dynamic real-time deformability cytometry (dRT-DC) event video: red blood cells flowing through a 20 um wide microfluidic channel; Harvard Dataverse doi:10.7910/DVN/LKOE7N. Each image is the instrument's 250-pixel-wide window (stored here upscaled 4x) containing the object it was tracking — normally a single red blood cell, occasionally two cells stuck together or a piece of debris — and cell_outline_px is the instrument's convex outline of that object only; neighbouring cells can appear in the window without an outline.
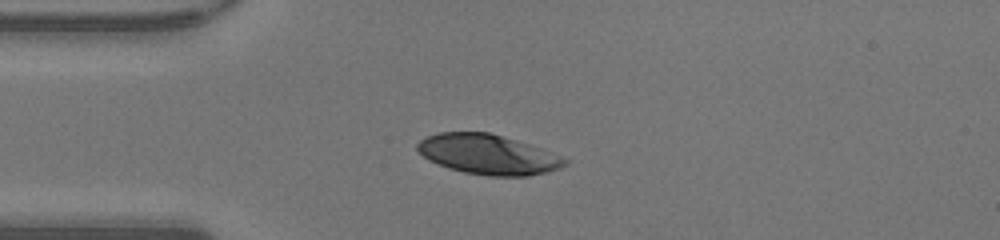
{"species": "human", "species_latin": "Homo sapiens", "temperature_condition": "warm", "stored_images_in_passage": 36, "camera_frame_rate_fps": 3000, "um_per_image_px": 0.085, "donor": {"sex": "male"}, "frame": {"image": 1, "passage_image": 1, "time_ms": 0.0, "image_size_px": [1000, 240], "cell_outline_px": [[568, 164], [560, 168], [528, 176], [488, 176], [464, 172], [448, 168], [424, 156], [416, 148], [416, 144], [420, 140], [428, 136], [440, 132], [488, 132], [528, 144], [540, 148], [568, 160]], "centroid_in_image_um": [41.47, 13.13], "position_along_channel_um": 43.5, "area_um2": 33.76}}
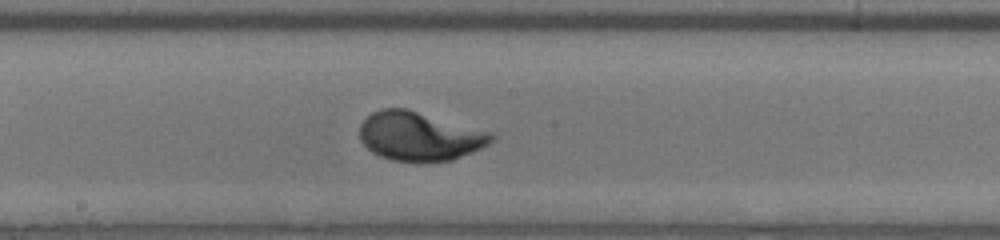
{"frame": {"image": 2, "passage_image": 14, "time_ms": 4.333, "image_size_px": [1000, 240], "cell_outline_px": [[496, 136], [488, 144], [472, 152], [452, 160], [392, 160], [380, 156], [372, 152], [360, 140], [360, 124], [372, 112], [380, 108], [408, 108], [492, 132]], "centroid_in_image_um": [35.65, 11.54], "position_along_channel_um": 212.5, "area_um2": 37.22}}
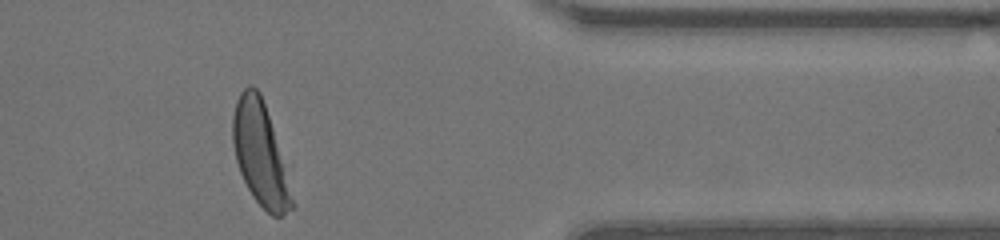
{"frame": {"image": 3, "passage_image": 28, "time_ms": 9.0, "image_size_px": [1000, 240], "cell_outline_px": [[292, 208], [284, 216], [272, 216], [252, 196], [240, 172], [236, 160], [232, 140], [232, 116], [236, 100], [240, 92], [248, 84], [252, 84], [260, 92], [272, 128], [292, 200]], "centroid_in_image_um": [22.04, 13.03], "position_along_channel_um": 389.4, "area_um2": 34.1}, "authors_computed_cell_mechanics": {"area_um2": 36.6741, "velocity_mm_per_s": 4.3024, "shape_relaxation_time_tau1_ms": 1.9228, "shape_relaxation_time_tau2_ms": null, "deformation_change_tau1": 0.1725, "deformation_change_tau2": null}}